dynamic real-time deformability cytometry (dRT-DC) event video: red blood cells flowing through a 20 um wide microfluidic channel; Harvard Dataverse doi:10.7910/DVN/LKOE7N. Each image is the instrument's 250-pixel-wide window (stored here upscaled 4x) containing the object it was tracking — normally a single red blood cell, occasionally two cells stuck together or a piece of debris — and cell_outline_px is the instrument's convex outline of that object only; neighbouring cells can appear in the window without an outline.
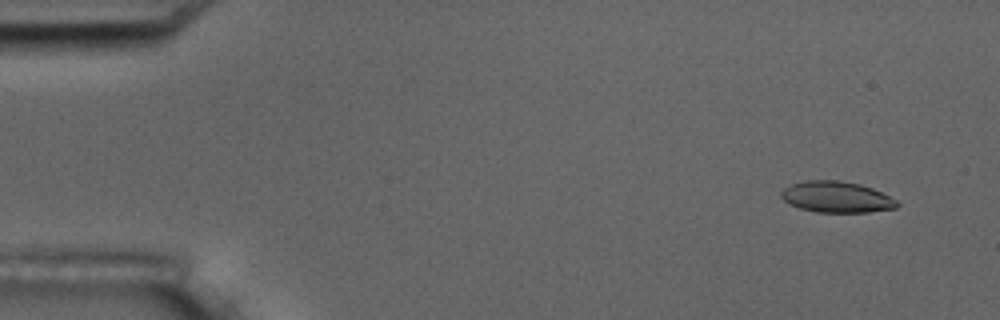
{"species": "common noctule bat (a hibernating species)", "species_latin": "Nyctalus noctula", "temperature_condition": "room temperature", "stored_images_in_passage": 10, "camera_frame_rate_fps": 3000, "um_per_image_px": 0.085, "animal": {"sex": "male", "body_mass_g": 17.5, "forearm_length_mm": 52.3}, "frame": {"image": 1, "passage_image": 2, "time_ms": 1.0, "image_size_px": [1000, 320], "cell_outline_px": [[900, 204], [896, 208], [868, 212], [816, 212], [800, 208], [784, 200], [780, 196], [780, 192], [784, 188], [792, 184], [804, 180], [836, 180], [860, 184], [872, 188], [896, 200]], "centroid_in_image_um": [71.09, 16.74], "position_along_channel_um": 13.9, "area_um2": 20.87}}
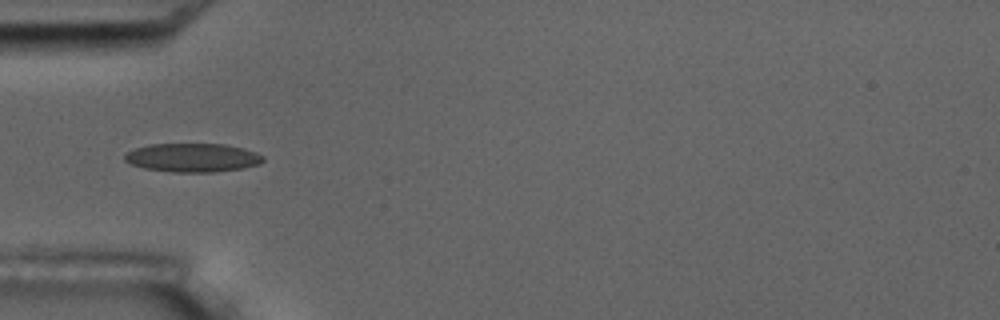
{"frame": {"image": 2, "passage_image": 6, "time_ms": 5.667, "image_size_px": [1000, 320], "cell_outline_px": [[264, 160], [260, 164], [244, 168], [212, 172], [172, 172], [144, 168], [132, 164], [124, 160], [124, 152], [148, 144], [224, 144], [244, 148], [256, 152], [264, 156]], "centroid_in_image_um": [16.37, 13.39], "position_along_channel_um": 68.6, "area_um2": 23.29}}
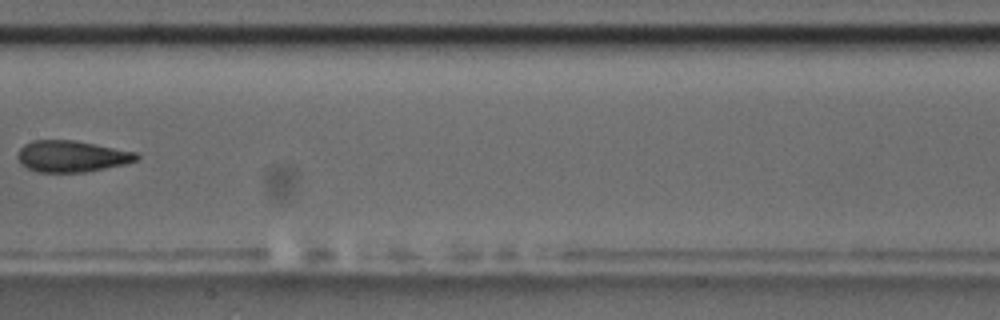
{"frame": {"image": 3, "passage_image": 9, "time_ms": 9.333, "image_size_px": [1000, 320], "cell_outline_px": [[140, 156], [136, 160], [124, 164], [84, 172], [36, 172], [20, 164], [16, 156], [20, 148], [24, 144], [32, 140], [76, 140], [136, 152]], "centroid_in_image_um": [6.05, 13.28], "position_along_channel_um": 201.4, "area_um2": 21.79}}